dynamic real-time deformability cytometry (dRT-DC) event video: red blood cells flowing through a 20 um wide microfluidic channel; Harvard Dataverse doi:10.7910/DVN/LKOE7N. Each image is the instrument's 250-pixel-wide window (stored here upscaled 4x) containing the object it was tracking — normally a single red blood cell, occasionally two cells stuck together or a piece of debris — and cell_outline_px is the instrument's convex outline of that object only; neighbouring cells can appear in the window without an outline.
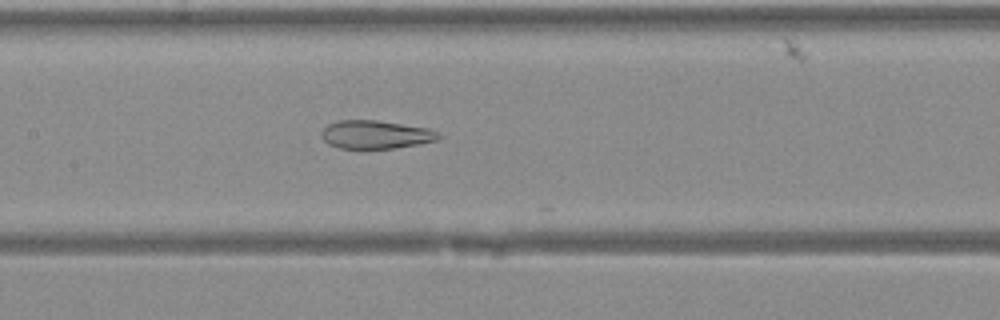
{"species": "Egyptian fruit bat (a non-hibernating species)", "species_latin": "Rousettus aegyptiacus", "temperature_condition": "warm", "stored_images_in_passage": 21, "camera_frame_rate_fps": 3000, "um_per_image_px": 0.085, "animal": {"sex": "female"}, "frame": {"image": 1, "passage_image": 20, "time_ms": 6.333, "image_size_px": [1000, 320], "cell_outline_px": [[444, 136], [436, 140], [396, 148], [340, 148], [328, 144], [324, 140], [320, 132], [328, 124], [340, 120], [376, 120], [428, 128], [440, 132]], "centroid_in_image_um": [31.95, 11.43], "position_along_channel_um": 175.5, "area_um2": 19.25}}